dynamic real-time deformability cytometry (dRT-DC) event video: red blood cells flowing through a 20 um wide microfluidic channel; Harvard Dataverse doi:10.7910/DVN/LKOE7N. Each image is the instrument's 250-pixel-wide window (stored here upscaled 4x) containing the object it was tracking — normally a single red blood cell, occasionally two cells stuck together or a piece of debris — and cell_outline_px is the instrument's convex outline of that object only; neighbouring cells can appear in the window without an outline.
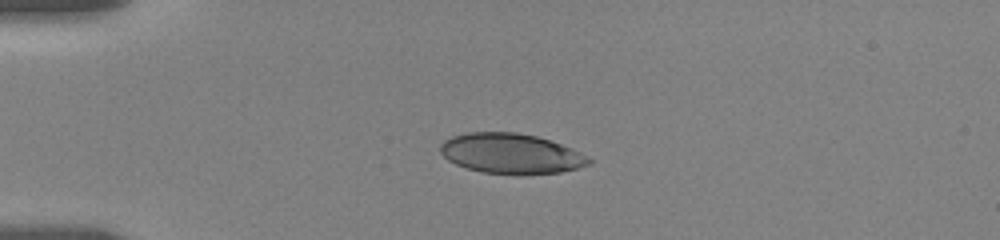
{"species": "human", "species_latin": "Homo sapiens", "temperature_condition": "room temperature", "stored_images_in_passage": 53, "camera_frame_rate_fps": 3000, "um_per_image_px": 0.085, "donor": {"sex": "female"}, "frame": {"image": 1, "passage_image": 1, "time_ms": 0.0, "image_size_px": [1000, 240], "cell_outline_px": [[592, 164], [560, 172], [520, 176], [480, 172], [456, 164], [448, 160], [440, 152], [440, 144], [444, 140], [452, 136], [468, 132], [516, 132], [536, 136], [572, 148], [588, 156], [592, 160]], "centroid_in_image_um": [43.44, 13.07], "position_along_channel_um": 41.6, "area_um2": 35.14}}
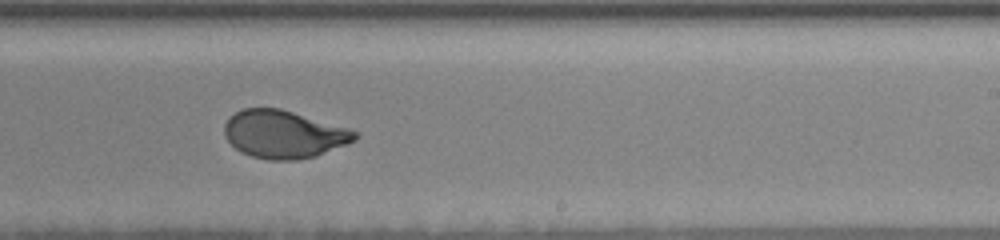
{"frame": {"image": 2, "passage_image": 26, "time_ms": 7.333, "image_size_px": [1000, 240], "cell_outline_px": [[360, 136], [356, 140], [348, 144], [316, 156], [296, 160], [268, 160], [252, 156], [240, 152], [224, 136], [224, 124], [228, 116], [244, 108], [280, 108], [348, 128], [360, 132]], "centroid_in_image_um": [24.13, 11.41], "position_along_channel_um": 264.9, "area_um2": 36.59}}
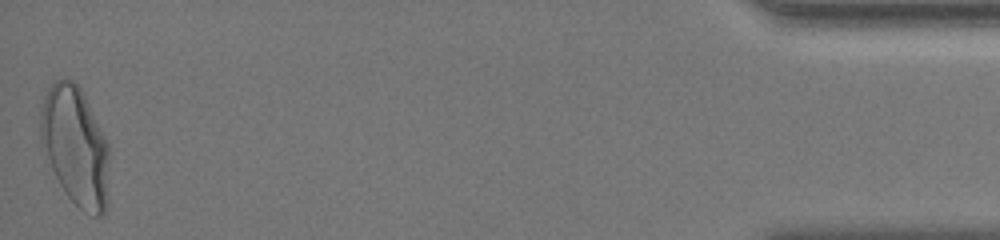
{"frame": {"image": 3, "passage_image": 53, "time_ms": 14.333, "image_size_px": [1000, 240], "cell_outline_px": [[108, 200], [104, 212], [100, 216], [92, 216], [84, 212], [68, 196], [60, 184], [52, 168], [40, 136], [40, 112], [44, 96], [52, 80], [72, 80], [80, 88], [108, 144]], "centroid_in_image_um": [6.41, 12.43], "position_along_channel_um": 428.8, "area_um2": 46.93}, "authors_computed_cell_mechanics": {"area_um2": 36.9342, "velocity_mm_per_s": 3.5042, "shape_relaxation_time_tau1_ms": 4.8286, "shape_relaxation_time_tau2_ms": null, "deformation_change_tau1": 0.177, "deformation_change_tau2": null}}